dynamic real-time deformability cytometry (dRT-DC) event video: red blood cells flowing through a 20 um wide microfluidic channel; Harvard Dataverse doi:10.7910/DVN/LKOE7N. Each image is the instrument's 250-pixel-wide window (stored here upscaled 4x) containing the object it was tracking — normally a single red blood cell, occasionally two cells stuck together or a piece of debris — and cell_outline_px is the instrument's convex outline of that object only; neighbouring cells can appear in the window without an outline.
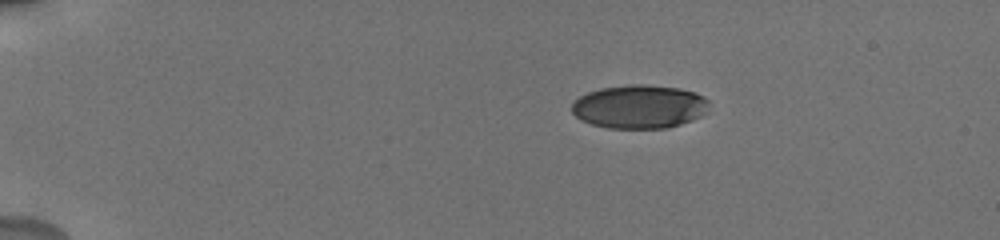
{"species": "human", "species_latin": "Homo sapiens", "temperature_condition": "cold", "stored_images_in_passage": 51, "camera_frame_rate_fps": 3000, "um_per_image_px": 0.085, "donor": {"sex": "male"}, "frame": {"image": 1, "passage_image": 1, "time_ms": 0.0, "image_size_px": [1000, 240], "cell_outline_px": [[708, 112], [692, 120], [668, 128], [608, 128], [592, 124], [580, 120], [572, 112], [572, 100], [588, 92], [600, 88], [628, 84], [644, 84], [680, 88], [696, 92], [704, 96], [708, 100]], "centroid_in_image_um": [54.35, 9.06], "position_along_channel_um": 30.7, "area_um2": 35.2}}
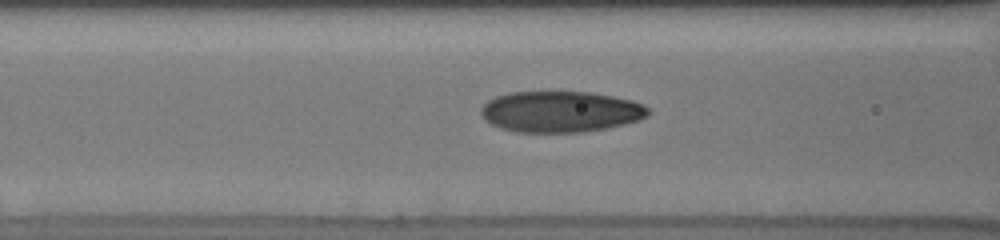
{"frame": {"image": 2, "passage_image": 11, "time_ms": 4.667, "image_size_px": [1000, 240], "cell_outline_px": [[652, 112], [648, 116], [640, 120], [608, 128], [580, 132], [516, 132], [500, 128], [484, 120], [480, 112], [480, 108], [488, 100], [496, 96], [508, 92], [592, 92], [632, 100], [648, 108]], "centroid_in_image_um": [47.64, 9.49], "position_along_channel_um": 119.0, "area_um2": 40.23}}
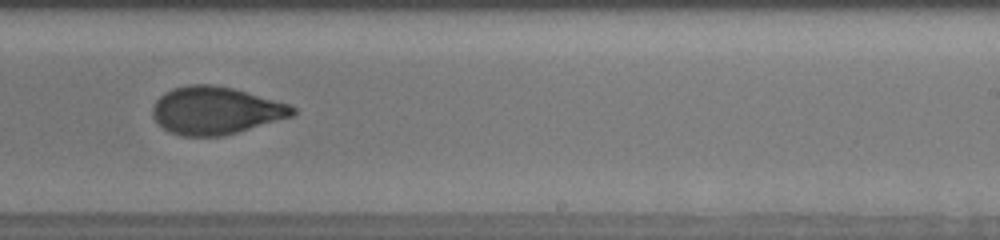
{"frame": {"image": 3, "passage_image": 21, "time_ms": 8.667, "image_size_px": [1000, 240], "cell_outline_px": [[296, 112], [292, 116], [224, 136], [184, 136], [168, 132], [152, 116], [152, 108], [156, 100], [164, 92], [172, 88], [188, 84], [212, 84], [232, 88], [288, 104], [296, 108]], "centroid_in_image_um": [18.29, 9.39], "position_along_channel_um": 270.7, "area_um2": 38.67}, "authors_computed_cell_mechanics": {"area_um2": 38.2058, "velocity_mm_per_s": 3.8039, "shape_relaxation_time_tau1_ms": 4.5735, "shape_relaxation_time_tau2_ms": 1.1842, "deformation_change_tau1": 0.1697, "deformation_change_tau2": 0.0601}}